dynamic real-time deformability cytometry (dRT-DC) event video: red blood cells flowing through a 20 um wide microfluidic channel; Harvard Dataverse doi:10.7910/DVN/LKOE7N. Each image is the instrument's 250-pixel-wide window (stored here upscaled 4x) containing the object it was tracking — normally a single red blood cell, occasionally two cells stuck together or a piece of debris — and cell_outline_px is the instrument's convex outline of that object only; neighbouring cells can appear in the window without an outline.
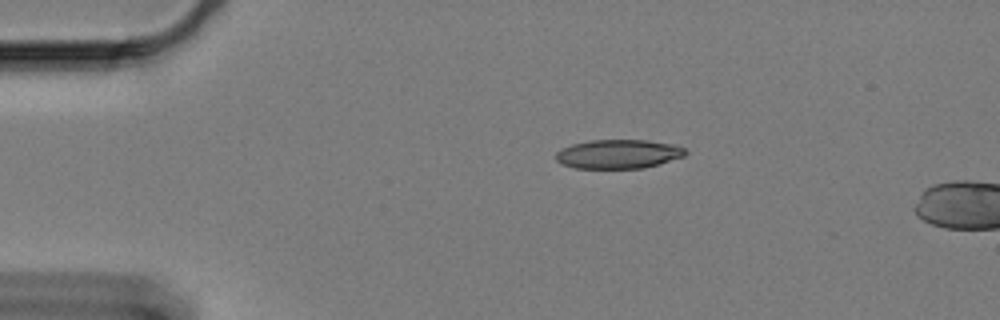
{"species": "Egyptian fruit bat (a non-hibernating species)", "species_latin": "Rousettus aegyptiacus", "temperature_condition": "cold", "stored_images_in_passage": 50, "camera_frame_rate_fps": 3000, "um_per_image_px": 0.085, "animal": {"sex": "female"}, "frame": {"image": 1, "passage_image": 1, "time_ms": 0.0, "image_size_px": [1000, 320], "cell_outline_px": [[688, 152], [684, 156], [644, 168], [576, 168], [560, 164], [556, 160], [556, 152], [572, 144], [592, 140], [648, 140], [672, 144], [684, 148]], "centroid_in_image_um": [52.55, 13.09], "position_along_channel_um": 32.4, "area_um2": 21.79}}
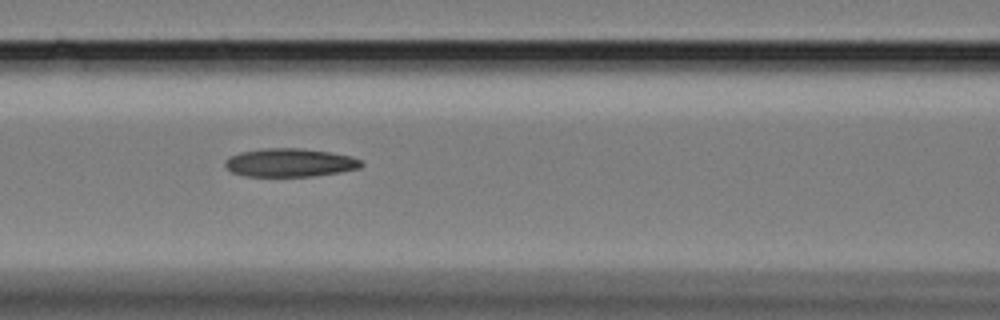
{"frame": {"image": 2, "passage_image": 15, "time_ms": 4.667, "image_size_px": [1000, 320], "cell_outline_px": [[364, 164], [360, 168], [312, 176], [248, 176], [232, 172], [224, 164], [228, 156], [240, 152], [264, 148], [300, 148], [328, 152], [352, 156], [360, 160]], "centroid_in_image_um": [24.62, 13.81], "position_along_channel_um": 142.0, "area_um2": 22.31}}
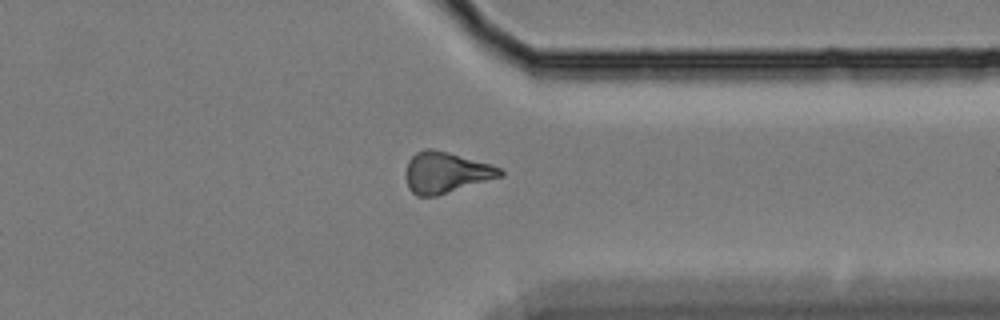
{"frame": {"image": 3, "passage_image": 36, "time_ms": 11.667, "image_size_px": [1000, 320], "cell_outline_px": [[504, 176], [436, 196], [416, 196], [408, 188], [404, 176], [404, 172], [408, 160], [416, 152], [424, 148], [432, 148], [448, 152], [492, 164], [500, 168], [504, 172]], "centroid_in_image_um": [37.88, 14.66], "position_along_channel_um": 373.5, "area_um2": 22.95}, "authors_computed_cell_mechanics": {"area_um2": 22.1374, "velocity_mm_per_s": 3.3364, "shape_relaxation_time_tau1_ms": 10.1941, "shape_relaxation_time_tau2_ms": null, "deformation_change_tau1": 0.2058, "deformation_change_tau2": null}}